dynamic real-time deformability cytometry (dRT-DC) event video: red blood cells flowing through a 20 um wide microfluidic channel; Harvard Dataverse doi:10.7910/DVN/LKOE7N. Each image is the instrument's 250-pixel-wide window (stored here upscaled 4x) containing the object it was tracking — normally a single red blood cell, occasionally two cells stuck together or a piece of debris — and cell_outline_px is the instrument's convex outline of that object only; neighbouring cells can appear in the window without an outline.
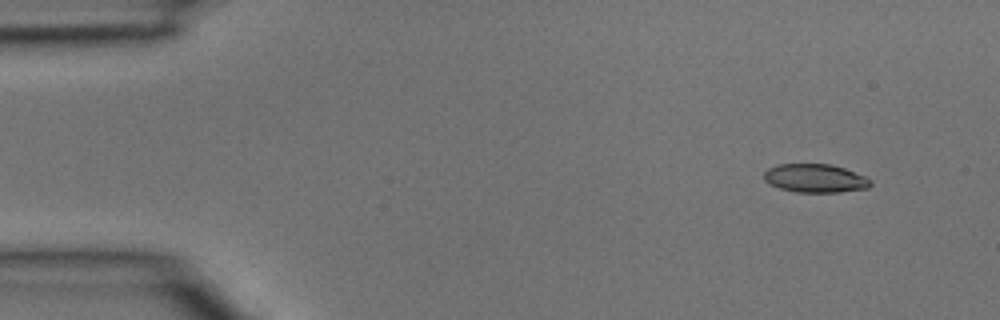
{"species": "common noctule bat (a hibernating species)", "species_latin": "Nyctalus noctula", "temperature_condition": "room temperature", "stored_images_in_passage": 5, "camera_frame_rate_fps": 3000, "um_per_image_px": 0.085, "animal": {"sex": "male", "body_mass_g": 15.6}, "frame": {"image": 1, "passage_image": 1, "time_ms": 0.0, "image_size_px": [1000, 320], "cell_outline_px": [[872, 184], [868, 188], [840, 192], [796, 192], [780, 188], [764, 180], [764, 172], [768, 168], [776, 164], [828, 164], [844, 168], [864, 176], [872, 180]], "centroid_in_image_um": [69.3, 15.15], "position_along_channel_um": 15.7, "area_um2": 17.63}}
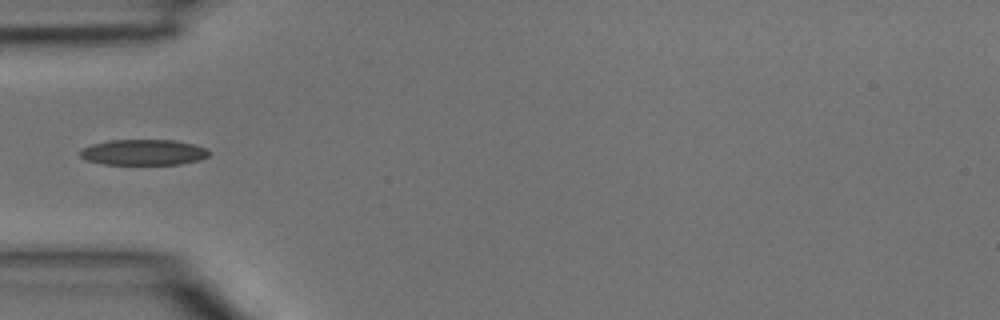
{"frame": {"image": 2, "passage_image": 4, "time_ms": 1.0, "image_size_px": [1000, 320], "cell_outline_px": [[212, 152], [208, 156], [200, 160], [180, 164], [104, 164], [88, 160], [80, 156], [80, 152], [84, 148], [92, 144], [108, 140], [176, 140], [208, 148]], "centroid_in_image_um": [12.26, 12.94], "position_along_channel_um": 72.7, "area_um2": 19.31}}